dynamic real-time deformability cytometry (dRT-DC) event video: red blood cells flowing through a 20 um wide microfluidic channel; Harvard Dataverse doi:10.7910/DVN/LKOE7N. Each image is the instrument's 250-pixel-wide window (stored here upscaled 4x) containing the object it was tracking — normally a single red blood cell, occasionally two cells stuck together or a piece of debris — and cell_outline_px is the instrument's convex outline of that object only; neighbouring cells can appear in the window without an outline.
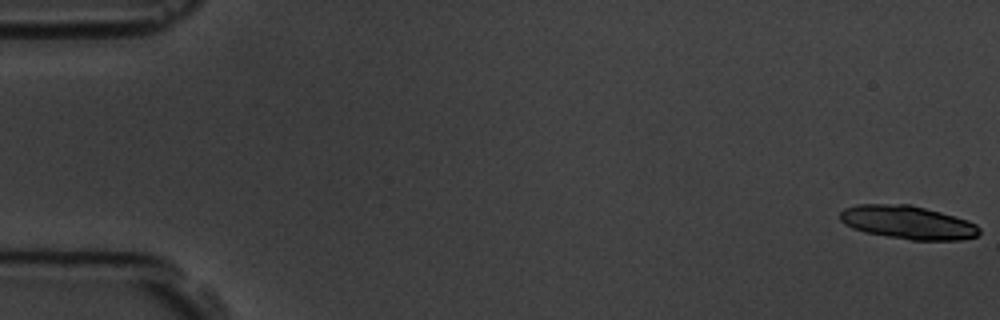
{"species": "common noctule bat (a hibernating species)", "species_latin": "Nyctalus noctula", "temperature_condition": "room temperature", "stored_images_in_passage": 56, "camera_frame_rate_fps": 3000, "um_per_image_px": 0.085, "animal": {"sex": "male", "body_mass_g": 19.5, "forearm_length_mm": 54.6}, "frame": {"image": 1, "passage_image": 1, "time_ms": 0.0, "image_size_px": [1000, 320], "cell_outline_px": [[980, 232], [976, 236], [960, 240], [912, 240], [864, 232], [852, 228], [844, 224], [840, 220], [840, 212], [844, 208], [856, 204], [908, 204], [940, 212], [968, 220], [976, 224], [980, 228]], "centroid_in_image_um": [77.14, 18.9], "position_along_channel_um": 7.9, "area_um2": 27.05}}
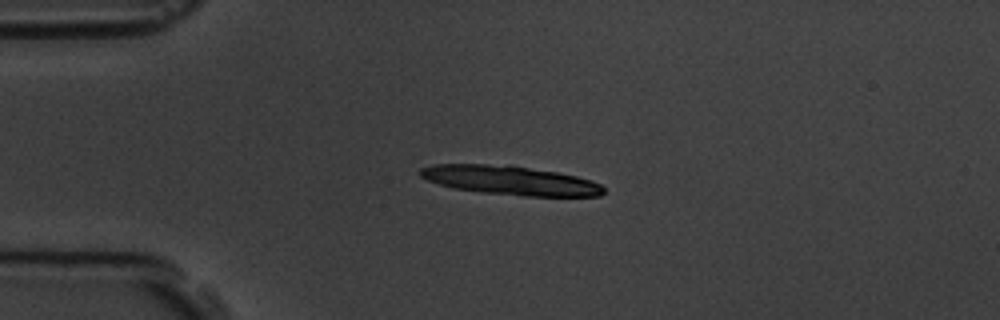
{"frame": {"image": 2, "passage_image": 14, "time_ms": 4.333, "image_size_px": [1000, 320], "cell_outline_px": [[604, 192], [600, 196], [524, 196], [484, 192], [452, 188], [428, 180], [420, 176], [420, 168], [436, 164], [508, 164], [556, 172], [576, 176], [592, 180], [600, 184], [604, 188]], "centroid_in_image_um": [43.39, 15.32], "position_along_channel_um": 41.6, "area_um2": 31.04}}
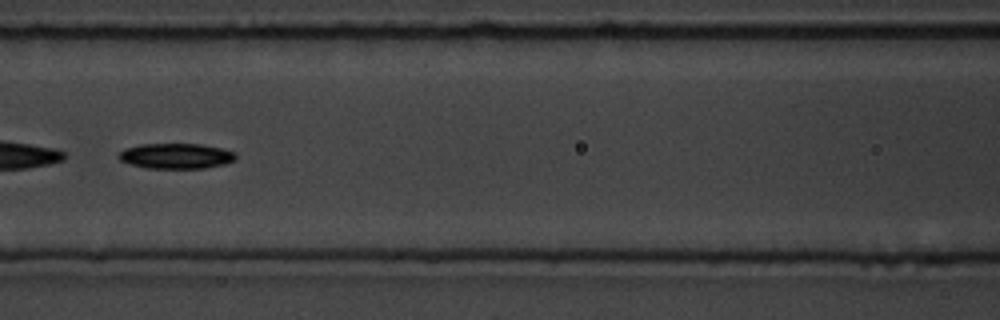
{"frame": {"image": 3, "passage_image": 26, "time_ms": 8.333, "image_size_px": [1000, 320], "cell_outline_px": [[236, 160], [224, 164], [204, 168], [144, 168], [120, 160], [116, 156], [124, 148], [140, 144], [200, 144], [220, 148], [236, 152]], "centroid_in_image_um": [14.96, 13.26], "position_along_channel_um": 151.6, "area_um2": 17.34}, "authors_computed_cell_mechanics": {"area_um2": 26.01, "velocity_mm_per_s": 3.5867, "shape_relaxation_time_tau1_ms": 1.8783, "shape_relaxation_time_tau2_ms": null, "deformation_change_tau1": 0.0736, "deformation_change_tau2": null}}